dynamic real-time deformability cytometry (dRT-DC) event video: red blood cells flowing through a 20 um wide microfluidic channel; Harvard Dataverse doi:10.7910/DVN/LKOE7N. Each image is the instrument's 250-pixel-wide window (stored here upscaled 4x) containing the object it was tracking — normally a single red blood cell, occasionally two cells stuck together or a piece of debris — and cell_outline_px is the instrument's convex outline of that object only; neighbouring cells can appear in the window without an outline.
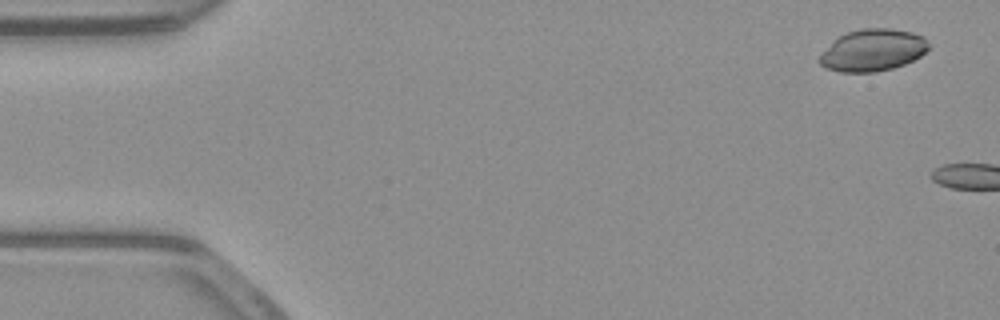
{"species": "common noctule bat (a hibernating species)", "species_latin": "Nyctalus noctula", "temperature_condition": "warm", "stored_images_in_passage": 6, "camera_frame_rate_fps": 3000, "um_per_image_px": 0.085, "animal": {"sex": "male", "body_mass_g": 23.1, "forearm_length_mm": 52.7}, "frame": {"image": 1, "passage_image": 3, "time_ms": 0.667, "image_size_px": [1000, 320], "cell_outline_px": [[928, 48], [920, 56], [904, 64], [892, 68], [876, 72], [840, 72], [828, 68], [820, 64], [820, 56], [840, 36], [848, 32], [864, 28], [888, 28], [912, 32], [924, 36], [928, 44]], "centroid_in_image_um": [74.22, 4.27], "position_along_channel_um": 10.8, "area_um2": 26.13}}